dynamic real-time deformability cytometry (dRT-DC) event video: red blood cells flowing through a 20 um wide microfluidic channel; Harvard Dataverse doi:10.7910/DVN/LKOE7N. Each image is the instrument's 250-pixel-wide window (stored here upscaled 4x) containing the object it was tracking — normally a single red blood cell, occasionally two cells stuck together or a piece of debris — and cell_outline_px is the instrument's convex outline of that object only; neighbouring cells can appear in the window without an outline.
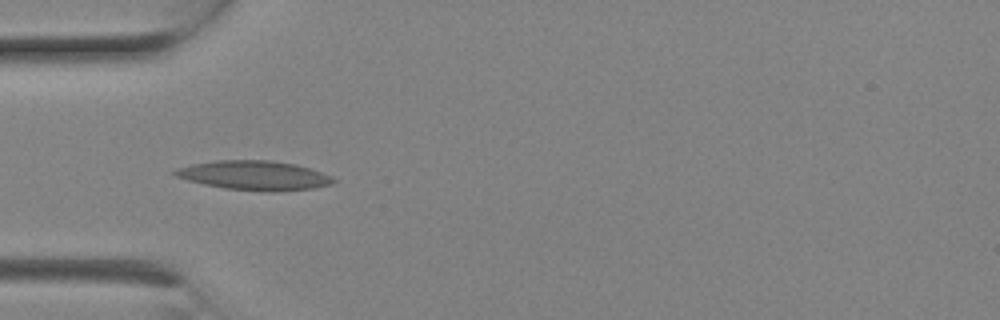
{"species": "Egyptian fruit bat (a non-hibernating species)", "species_latin": "Rousettus aegyptiacus", "temperature_condition": "room temperature", "stored_images_in_passage": 6, "camera_frame_rate_fps": 3000, "um_per_image_px": 0.085, "animal": {"sex": "female"}, "frame": {"image": 1, "passage_image": 5, "time_ms": 1.333, "image_size_px": [1000, 320], "cell_outline_px": [[336, 180], [332, 184], [316, 188], [272, 192], [224, 188], [204, 184], [188, 180], [176, 176], [172, 172], [176, 168], [192, 164], [216, 160], [272, 160], [296, 164], [332, 176]], "centroid_in_image_um": [21.63, 14.91], "position_along_channel_um": 63.4, "area_um2": 27.05}}
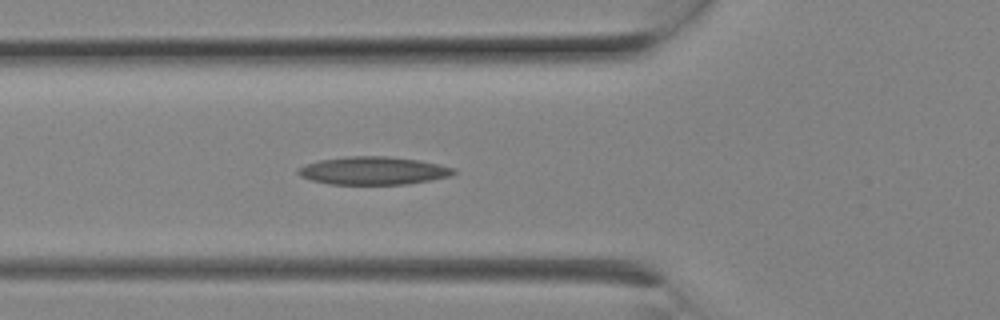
{"frame": {"image": 2, "passage_image": 6, "time_ms": 1.667, "image_size_px": [1000, 320], "cell_outline_px": [[456, 172], [452, 176], [432, 180], [404, 184], [328, 184], [312, 180], [300, 176], [296, 172], [296, 168], [304, 164], [320, 160], [344, 156], [388, 156], [420, 160], [440, 164], [456, 168]], "centroid_in_image_um": [31.73, 14.5], "position_along_channel_um": 94.1, "area_um2": 25.66}}